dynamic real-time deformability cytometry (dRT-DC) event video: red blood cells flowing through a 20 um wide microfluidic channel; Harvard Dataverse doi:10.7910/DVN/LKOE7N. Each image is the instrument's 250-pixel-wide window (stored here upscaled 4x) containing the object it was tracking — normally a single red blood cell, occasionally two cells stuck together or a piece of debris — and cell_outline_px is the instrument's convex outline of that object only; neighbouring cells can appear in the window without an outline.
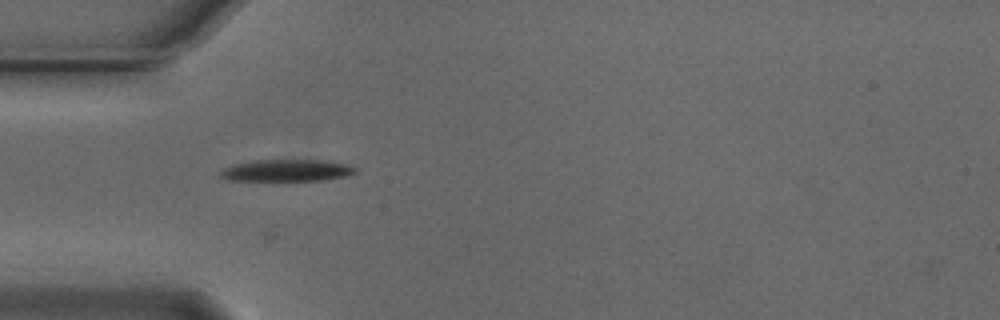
{"species": "Egyptian fruit bat (a non-hibernating species)", "species_latin": "Rousettus aegyptiacus", "temperature_condition": "cold", "stored_images_in_passage": 26, "camera_frame_rate_fps": 3000, "um_per_image_px": 0.085, "animal": {"sex": "male"}, "frame": {"image": 1, "passage_image": 1, "time_ms": 0.0, "image_size_px": [1000, 320], "cell_outline_px": [[356, 172], [348, 176], [324, 180], [280, 184], [272, 184], [228, 180], [220, 176], [220, 172], [224, 168], [232, 164], [256, 160], [320, 160], [344, 164], [356, 168]], "centroid_in_image_um": [24.28, 14.56], "position_along_channel_um": 60.7, "area_um2": 18.5}}
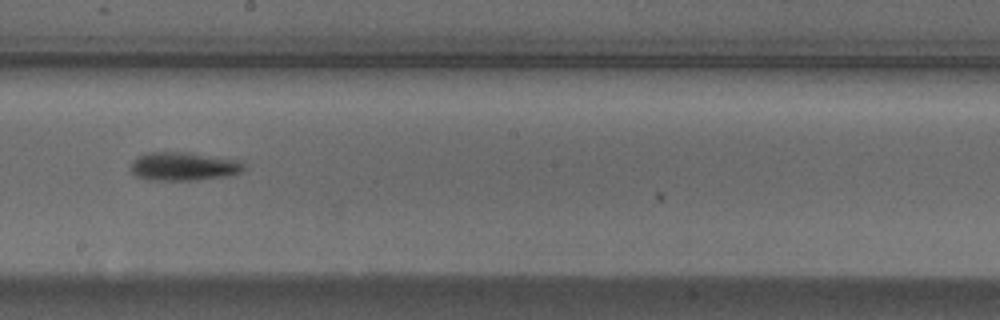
{"frame": {"image": 2, "passage_image": 15, "time_ms": 4.667, "image_size_px": [1000, 320], "cell_outline_px": [[244, 168], [240, 172], [232, 176], [196, 180], [148, 180], [136, 176], [132, 172], [132, 164], [140, 156], [148, 152], [188, 152], [236, 160], [244, 164]], "centroid_in_image_um": [15.63, 14.15], "position_along_channel_um": 232.6, "area_um2": 18.61}}
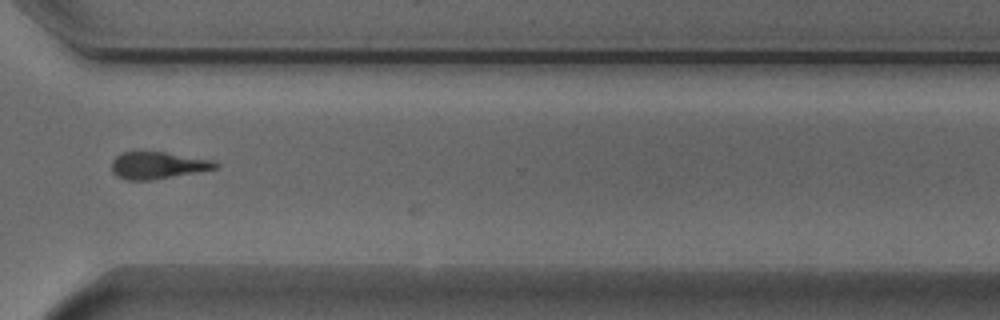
{"frame": {"image": 3, "passage_image": 25, "time_ms": 8.0, "image_size_px": [1000, 320], "cell_outline_px": [[220, 168], [152, 180], [124, 180], [116, 176], [112, 172], [112, 160], [120, 152], [164, 152], [216, 160], [220, 164]], "centroid_in_image_um": [13.44, 14.06], "position_along_channel_um": 357.2, "area_um2": 16.59}}